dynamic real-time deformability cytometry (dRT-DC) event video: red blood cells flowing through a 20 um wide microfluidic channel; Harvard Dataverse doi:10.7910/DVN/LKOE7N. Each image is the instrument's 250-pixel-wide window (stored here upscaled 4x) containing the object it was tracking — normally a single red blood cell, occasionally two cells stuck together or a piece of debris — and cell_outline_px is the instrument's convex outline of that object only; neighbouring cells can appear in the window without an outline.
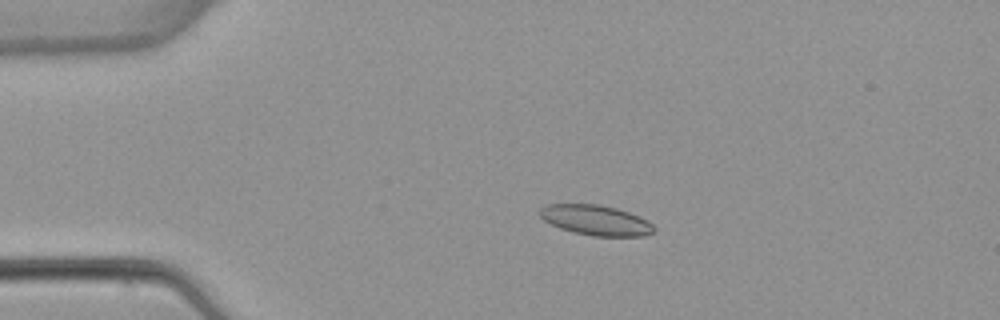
{"species": "common noctule bat (a hibernating species)", "species_latin": "Nyctalus noctula", "temperature_condition": "warm", "stored_images_in_passage": 6, "camera_frame_rate_fps": 3000, "um_per_image_px": 0.085, "animal": {"sex": "female", "body_mass_g": 22.7, "forearm_length_mm": 54.2}, "frame": {"image": 1, "passage_image": 3, "time_ms": 2.333, "image_size_px": [1000, 320], "cell_outline_px": [[656, 232], [644, 236], [592, 236], [572, 232], [560, 228], [544, 220], [536, 212], [540, 208], [548, 204], [600, 204], [616, 208], [640, 216], [648, 220], [656, 228]], "centroid_in_image_um": [50.66, 18.72], "position_along_channel_um": 34.3, "area_um2": 20.35}}
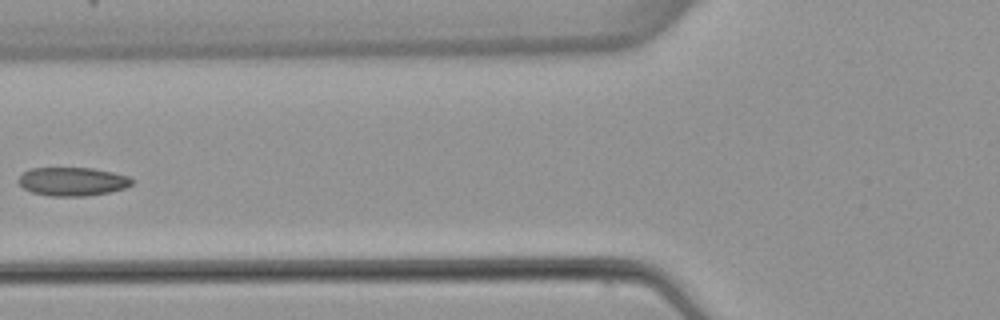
{"frame": {"image": 2, "passage_image": 5, "time_ms": 5.667, "image_size_px": [1000, 320], "cell_outline_px": [[136, 180], [132, 184], [124, 188], [108, 192], [84, 196], [48, 196], [32, 192], [24, 188], [16, 180], [24, 172], [32, 168], [92, 168], [112, 172], [128, 176]], "centroid_in_image_um": [6.16, 15.43], "position_along_channel_um": 119.6, "area_um2": 18.84}}
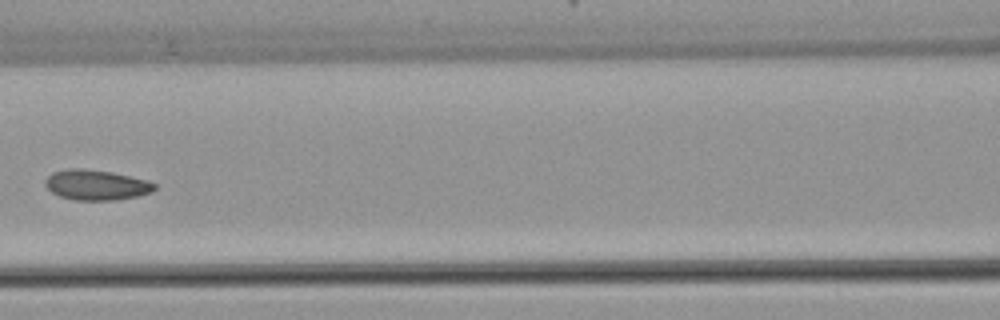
{"frame": {"image": 3, "passage_image": 6, "time_ms": 6.667, "image_size_px": [1000, 320], "cell_outline_px": [[156, 188], [152, 192], [136, 196], [116, 200], [72, 200], [60, 196], [52, 192], [44, 184], [44, 180], [52, 172], [68, 168], [84, 168], [112, 172], [148, 180], [156, 184]], "centroid_in_image_um": [8.17, 15.71], "position_along_channel_um": 158.4, "area_um2": 19.42}}